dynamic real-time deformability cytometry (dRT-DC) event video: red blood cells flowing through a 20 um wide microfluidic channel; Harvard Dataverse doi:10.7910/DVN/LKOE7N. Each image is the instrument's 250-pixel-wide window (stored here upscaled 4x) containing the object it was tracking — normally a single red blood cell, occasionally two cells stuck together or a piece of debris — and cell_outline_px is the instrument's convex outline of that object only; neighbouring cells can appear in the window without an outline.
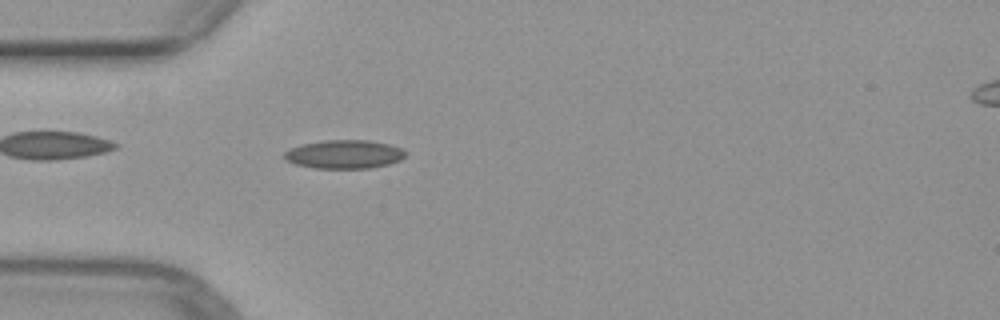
{"species": "common noctule bat (a hibernating species)", "species_latin": "Nyctalus noctula", "temperature_condition": "warm", "stored_images_in_passage": 46, "camera_frame_rate_fps": 3000, "um_per_image_px": 0.085, "animal": {"sex": "female", "body_mass_g": 29.2, "forearm_length_mm": 56.3}, "frame": {"image": 1, "passage_image": 11, "time_ms": 3.333, "image_size_px": [1000, 320], "cell_outline_px": [[404, 156], [400, 160], [388, 164], [372, 168], [312, 168], [296, 164], [284, 160], [284, 152], [292, 148], [304, 144], [324, 140], [368, 140], [388, 144], [404, 148]], "centroid_in_image_um": [29.26, 13.12], "position_along_channel_um": 55.7, "area_um2": 20.11}}
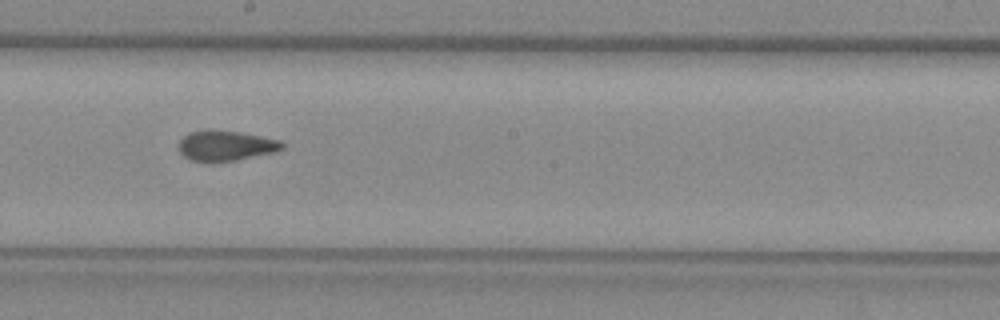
{"frame": {"image": 2, "passage_image": 24, "time_ms": 7.667, "image_size_px": [1000, 320], "cell_outline_px": [[284, 148], [276, 152], [236, 160], [212, 164], [188, 160], [180, 152], [180, 140], [188, 132], [240, 132], [280, 140], [284, 144]], "centroid_in_image_um": [19.21, 12.45], "position_along_channel_um": 229.0, "area_um2": 18.09}}
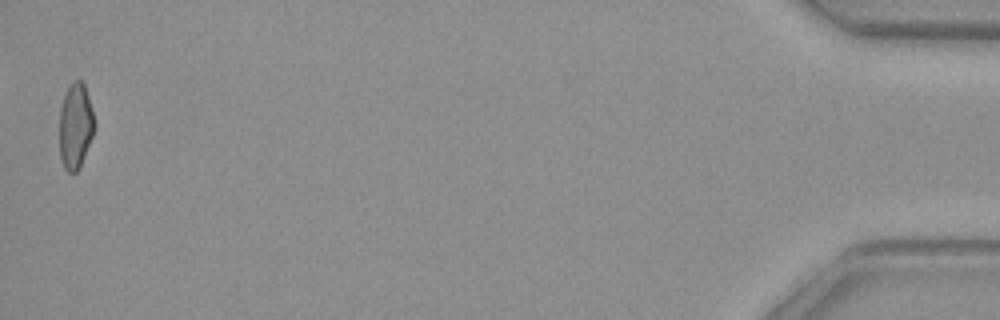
{"frame": {"image": 3, "passage_image": 46, "time_ms": 15.0, "image_size_px": [1000, 320], "cell_outline_px": [[96, 128], [80, 168], [76, 172], [68, 172], [64, 168], [60, 160], [60, 108], [64, 96], [72, 80], [80, 80], [84, 84], [88, 96], [96, 124]], "centroid_in_image_um": [6.43, 10.74], "position_along_channel_um": 428.8, "area_um2": 17.63}}